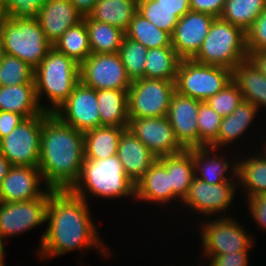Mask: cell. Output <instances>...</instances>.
I'll use <instances>...</instances> for the list:
<instances>
[{
  "label": "cell",
  "instance_id": "obj_1",
  "mask_svg": "<svg viewBox=\"0 0 266 266\" xmlns=\"http://www.w3.org/2000/svg\"><path fill=\"white\" fill-rule=\"evenodd\" d=\"M88 200L75 196L70 190L49 188L47 227L40 239L37 255L42 260L60 257L73 250L93 249L110 257L109 248L101 240L96 223L92 219Z\"/></svg>",
  "mask_w": 266,
  "mask_h": 266
},
{
  "label": "cell",
  "instance_id": "obj_2",
  "mask_svg": "<svg viewBox=\"0 0 266 266\" xmlns=\"http://www.w3.org/2000/svg\"><path fill=\"white\" fill-rule=\"evenodd\" d=\"M38 168L45 187L70 190L84 162V133L50 113L43 121Z\"/></svg>",
  "mask_w": 266,
  "mask_h": 266
},
{
  "label": "cell",
  "instance_id": "obj_3",
  "mask_svg": "<svg viewBox=\"0 0 266 266\" xmlns=\"http://www.w3.org/2000/svg\"><path fill=\"white\" fill-rule=\"evenodd\" d=\"M70 191L84 200L92 197L106 199L134 196L135 183L124 173L117 155L102 160L84 159L79 180Z\"/></svg>",
  "mask_w": 266,
  "mask_h": 266
},
{
  "label": "cell",
  "instance_id": "obj_4",
  "mask_svg": "<svg viewBox=\"0 0 266 266\" xmlns=\"http://www.w3.org/2000/svg\"><path fill=\"white\" fill-rule=\"evenodd\" d=\"M79 69L78 63L54 47L48 51L34 69L36 96L44 112L54 113L67 100L74 86L80 81ZM44 94L50 102L48 106L42 105Z\"/></svg>",
  "mask_w": 266,
  "mask_h": 266
},
{
  "label": "cell",
  "instance_id": "obj_5",
  "mask_svg": "<svg viewBox=\"0 0 266 266\" xmlns=\"http://www.w3.org/2000/svg\"><path fill=\"white\" fill-rule=\"evenodd\" d=\"M246 32L216 17L193 61L233 70L247 59Z\"/></svg>",
  "mask_w": 266,
  "mask_h": 266
},
{
  "label": "cell",
  "instance_id": "obj_6",
  "mask_svg": "<svg viewBox=\"0 0 266 266\" xmlns=\"http://www.w3.org/2000/svg\"><path fill=\"white\" fill-rule=\"evenodd\" d=\"M5 53L35 69L53 45L36 18H6L0 25Z\"/></svg>",
  "mask_w": 266,
  "mask_h": 266
},
{
  "label": "cell",
  "instance_id": "obj_7",
  "mask_svg": "<svg viewBox=\"0 0 266 266\" xmlns=\"http://www.w3.org/2000/svg\"><path fill=\"white\" fill-rule=\"evenodd\" d=\"M231 81V69L197 63L192 59H181L175 88L179 94L204 102Z\"/></svg>",
  "mask_w": 266,
  "mask_h": 266
},
{
  "label": "cell",
  "instance_id": "obj_8",
  "mask_svg": "<svg viewBox=\"0 0 266 266\" xmlns=\"http://www.w3.org/2000/svg\"><path fill=\"white\" fill-rule=\"evenodd\" d=\"M201 223V249L204 254L202 256L206 259L214 255L249 252V248L253 247V237L240 222L229 215H220L219 218L214 217V220L207 219Z\"/></svg>",
  "mask_w": 266,
  "mask_h": 266
},
{
  "label": "cell",
  "instance_id": "obj_9",
  "mask_svg": "<svg viewBox=\"0 0 266 266\" xmlns=\"http://www.w3.org/2000/svg\"><path fill=\"white\" fill-rule=\"evenodd\" d=\"M49 114L24 119L0 140V152L12 166L38 167L43 121Z\"/></svg>",
  "mask_w": 266,
  "mask_h": 266
},
{
  "label": "cell",
  "instance_id": "obj_10",
  "mask_svg": "<svg viewBox=\"0 0 266 266\" xmlns=\"http://www.w3.org/2000/svg\"><path fill=\"white\" fill-rule=\"evenodd\" d=\"M176 92L175 81L142 78L128 89L129 118L165 117Z\"/></svg>",
  "mask_w": 266,
  "mask_h": 266
},
{
  "label": "cell",
  "instance_id": "obj_11",
  "mask_svg": "<svg viewBox=\"0 0 266 266\" xmlns=\"http://www.w3.org/2000/svg\"><path fill=\"white\" fill-rule=\"evenodd\" d=\"M80 81L93 89H129L128 78L119 53H92L81 64Z\"/></svg>",
  "mask_w": 266,
  "mask_h": 266
},
{
  "label": "cell",
  "instance_id": "obj_12",
  "mask_svg": "<svg viewBox=\"0 0 266 266\" xmlns=\"http://www.w3.org/2000/svg\"><path fill=\"white\" fill-rule=\"evenodd\" d=\"M49 189L30 201L0 202V235L2 240L26 233L46 223Z\"/></svg>",
  "mask_w": 266,
  "mask_h": 266
},
{
  "label": "cell",
  "instance_id": "obj_13",
  "mask_svg": "<svg viewBox=\"0 0 266 266\" xmlns=\"http://www.w3.org/2000/svg\"><path fill=\"white\" fill-rule=\"evenodd\" d=\"M53 114L83 133L101 127L97 91L81 81L74 86L70 96Z\"/></svg>",
  "mask_w": 266,
  "mask_h": 266
},
{
  "label": "cell",
  "instance_id": "obj_14",
  "mask_svg": "<svg viewBox=\"0 0 266 266\" xmlns=\"http://www.w3.org/2000/svg\"><path fill=\"white\" fill-rule=\"evenodd\" d=\"M237 187L240 188L238 183L209 184L194 178L181 204L206 218L220 212L224 214L234 202Z\"/></svg>",
  "mask_w": 266,
  "mask_h": 266
},
{
  "label": "cell",
  "instance_id": "obj_15",
  "mask_svg": "<svg viewBox=\"0 0 266 266\" xmlns=\"http://www.w3.org/2000/svg\"><path fill=\"white\" fill-rule=\"evenodd\" d=\"M128 128L157 158L185 150L166 116L129 118Z\"/></svg>",
  "mask_w": 266,
  "mask_h": 266
},
{
  "label": "cell",
  "instance_id": "obj_16",
  "mask_svg": "<svg viewBox=\"0 0 266 266\" xmlns=\"http://www.w3.org/2000/svg\"><path fill=\"white\" fill-rule=\"evenodd\" d=\"M214 17L190 10L178 20L172 37V47L181 59H192L206 38Z\"/></svg>",
  "mask_w": 266,
  "mask_h": 266
},
{
  "label": "cell",
  "instance_id": "obj_17",
  "mask_svg": "<svg viewBox=\"0 0 266 266\" xmlns=\"http://www.w3.org/2000/svg\"><path fill=\"white\" fill-rule=\"evenodd\" d=\"M202 101L175 92L166 117L185 148L199 147L198 110Z\"/></svg>",
  "mask_w": 266,
  "mask_h": 266
},
{
  "label": "cell",
  "instance_id": "obj_18",
  "mask_svg": "<svg viewBox=\"0 0 266 266\" xmlns=\"http://www.w3.org/2000/svg\"><path fill=\"white\" fill-rule=\"evenodd\" d=\"M38 167L12 166L0 186V202L30 201L40 198L49 188Z\"/></svg>",
  "mask_w": 266,
  "mask_h": 266
},
{
  "label": "cell",
  "instance_id": "obj_19",
  "mask_svg": "<svg viewBox=\"0 0 266 266\" xmlns=\"http://www.w3.org/2000/svg\"><path fill=\"white\" fill-rule=\"evenodd\" d=\"M188 150L192 154L195 178L209 184L238 183L236 159L235 164L231 163L230 158L226 161L227 156L223 157L222 154L219 156L217 151L220 149L212 147H196ZM228 171L231 176L227 175Z\"/></svg>",
  "mask_w": 266,
  "mask_h": 266
},
{
  "label": "cell",
  "instance_id": "obj_20",
  "mask_svg": "<svg viewBox=\"0 0 266 266\" xmlns=\"http://www.w3.org/2000/svg\"><path fill=\"white\" fill-rule=\"evenodd\" d=\"M117 157L124 173L136 184L157 160V157L129 128H125L118 143Z\"/></svg>",
  "mask_w": 266,
  "mask_h": 266
},
{
  "label": "cell",
  "instance_id": "obj_21",
  "mask_svg": "<svg viewBox=\"0 0 266 266\" xmlns=\"http://www.w3.org/2000/svg\"><path fill=\"white\" fill-rule=\"evenodd\" d=\"M47 40L54 43L69 28L83 20L70 0H47L36 18Z\"/></svg>",
  "mask_w": 266,
  "mask_h": 266
},
{
  "label": "cell",
  "instance_id": "obj_22",
  "mask_svg": "<svg viewBox=\"0 0 266 266\" xmlns=\"http://www.w3.org/2000/svg\"><path fill=\"white\" fill-rule=\"evenodd\" d=\"M135 198L137 201L152 202L159 205H169L170 202L177 201V197L170 187V174L158 159L135 184Z\"/></svg>",
  "mask_w": 266,
  "mask_h": 266
},
{
  "label": "cell",
  "instance_id": "obj_23",
  "mask_svg": "<svg viewBox=\"0 0 266 266\" xmlns=\"http://www.w3.org/2000/svg\"><path fill=\"white\" fill-rule=\"evenodd\" d=\"M232 81L238 86L244 101L254 104L259 110L266 107V77L248 59L232 70Z\"/></svg>",
  "mask_w": 266,
  "mask_h": 266
},
{
  "label": "cell",
  "instance_id": "obj_24",
  "mask_svg": "<svg viewBox=\"0 0 266 266\" xmlns=\"http://www.w3.org/2000/svg\"><path fill=\"white\" fill-rule=\"evenodd\" d=\"M0 111L14 112L25 119L43 113L37 100L35 84L0 86Z\"/></svg>",
  "mask_w": 266,
  "mask_h": 266
},
{
  "label": "cell",
  "instance_id": "obj_25",
  "mask_svg": "<svg viewBox=\"0 0 266 266\" xmlns=\"http://www.w3.org/2000/svg\"><path fill=\"white\" fill-rule=\"evenodd\" d=\"M259 112L254 104L243 100L229 116L223 117L218 138L210 147L220 149L234 144L235 140L246 134Z\"/></svg>",
  "mask_w": 266,
  "mask_h": 266
},
{
  "label": "cell",
  "instance_id": "obj_26",
  "mask_svg": "<svg viewBox=\"0 0 266 266\" xmlns=\"http://www.w3.org/2000/svg\"><path fill=\"white\" fill-rule=\"evenodd\" d=\"M101 126L128 127V89L97 90Z\"/></svg>",
  "mask_w": 266,
  "mask_h": 266
},
{
  "label": "cell",
  "instance_id": "obj_27",
  "mask_svg": "<svg viewBox=\"0 0 266 266\" xmlns=\"http://www.w3.org/2000/svg\"><path fill=\"white\" fill-rule=\"evenodd\" d=\"M251 155L237 161V182L247 199L266 194V150Z\"/></svg>",
  "mask_w": 266,
  "mask_h": 266
},
{
  "label": "cell",
  "instance_id": "obj_28",
  "mask_svg": "<svg viewBox=\"0 0 266 266\" xmlns=\"http://www.w3.org/2000/svg\"><path fill=\"white\" fill-rule=\"evenodd\" d=\"M170 174V187L173 194L182 202L188 194L189 187L195 178L192 154L188 149L164 157L157 158Z\"/></svg>",
  "mask_w": 266,
  "mask_h": 266
},
{
  "label": "cell",
  "instance_id": "obj_29",
  "mask_svg": "<svg viewBox=\"0 0 266 266\" xmlns=\"http://www.w3.org/2000/svg\"><path fill=\"white\" fill-rule=\"evenodd\" d=\"M128 127L101 126L84 132V157L102 160L117 155L122 131Z\"/></svg>",
  "mask_w": 266,
  "mask_h": 266
},
{
  "label": "cell",
  "instance_id": "obj_30",
  "mask_svg": "<svg viewBox=\"0 0 266 266\" xmlns=\"http://www.w3.org/2000/svg\"><path fill=\"white\" fill-rule=\"evenodd\" d=\"M137 12L135 0H97L88 17L126 31Z\"/></svg>",
  "mask_w": 266,
  "mask_h": 266
},
{
  "label": "cell",
  "instance_id": "obj_31",
  "mask_svg": "<svg viewBox=\"0 0 266 266\" xmlns=\"http://www.w3.org/2000/svg\"><path fill=\"white\" fill-rule=\"evenodd\" d=\"M181 58L173 47H160L147 50L145 78L175 81Z\"/></svg>",
  "mask_w": 266,
  "mask_h": 266
},
{
  "label": "cell",
  "instance_id": "obj_32",
  "mask_svg": "<svg viewBox=\"0 0 266 266\" xmlns=\"http://www.w3.org/2000/svg\"><path fill=\"white\" fill-rule=\"evenodd\" d=\"M89 35V44L92 53H118L125 37V31L84 17Z\"/></svg>",
  "mask_w": 266,
  "mask_h": 266
},
{
  "label": "cell",
  "instance_id": "obj_33",
  "mask_svg": "<svg viewBox=\"0 0 266 266\" xmlns=\"http://www.w3.org/2000/svg\"><path fill=\"white\" fill-rule=\"evenodd\" d=\"M53 47L80 65L92 54L85 19L69 27Z\"/></svg>",
  "mask_w": 266,
  "mask_h": 266
},
{
  "label": "cell",
  "instance_id": "obj_34",
  "mask_svg": "<svg viewBox=\"0 0 266 266\" xmlns=\"http://www.w3.org/2000/svg\"><path fill=\"white\" fill-rule=\"evenodd\" d=\"M125 37L139 42L147 49L172 47L171 34L157 28L138 12L125 31Z\"/></svg>",
  "mask_w": 266,
  "mask_h": 266
},
{
  "label": "cell",
  "instance_id": "obj_35",
  "mask_svg": "<svg viewBox=\"0 0 266 266\" xmlns=\"http://www.w3.org/2000/svg\"><path fill=\"white\" fill-rule=\"evenodd\" d=\"M266 8V0H226L221 19L245 32Z\"/></svg>",
  "mask_w": 266,
  "mask_h": 266
},
{
  "label": "cell",
  "instance_id": "obj_36",
  "mask_svg": "<svg viewBox=\"0 0 266 266\" xmlns=\"http://www.w3.org/2000/svg\"><path fill=\"white\" fill-rule=\"evenodd\" d=\"M147 50L148 49L139 42L124 37L118 53L131 82L145 78Z\"/></svg>",
  "mask_w": 266,
  "mask_h": 266
},
{
  "label": "cell",
  "instance_id": "obj_37",
  "mask_svg": "<svg viewBox=\"0 0 266 266\" xmlns=\"http://www.w3.org/2000/svg\"><path fill=\"white\" fill-rule=\"evenodd\" d=\"M35 84L34 69L19 58L5 54L0 62V86Z\"/></svg>",
  "mask_w": 266,
  "mask_h": 266
},
{
  "label": "cell",
  "instance_id": "obj_38",
  "mask_svg": "<svg viewBox=\"0 0 266 266\" xmlns=\"http://www.w3.org/2000/svg\"><path fill=\"white\" fill-rule=\"evenodd\" d=\"M138 13L157 28L166 31L171 35L180 19L174 11L160 5L156 0H147L138 4Z\"/></svg>",
  "mask_w": 266,
  "mask_h": 266
},
{
  "label": "cell",
  "instance_id": "obj_39",
  "mask_svg": "<svg viewBox=\"0 0 266 266\" xmlns=\"http://www.w3.org/2000/svg\"><path fill=\"white\" fill-rule=\"evenodd\" d=\"M223 117L218 115L205 101L200 103L197 126L199 147H210L218 138Z\"/></svg>",
  "mask_w": 266,
  "mask_h": 266
},
{
  "label": "cell",
  "instance_id": "obj_40",
  "mask_svg": "<svg viewBox=\"0 0 266 266\" xmlns=\"http://www.w3.org/2000/svg\"><path fill=\"white\" fill-rule=\"evenodd\" d=\"M243 101V96L238 86L229 82L222 90L205 102L221 117L229 116Z\"/></svg>",
  "mask_w": 266,
  "mask_h": 266
},
{
  "label": "cell",
  "instance_id": "obj_41",
  "mask_svg": "<svg viewBox=\"0 0 266 266\" xmlns=\"http://www.w3.org/2000/svg\"><path fill=\"white\" fill-rule=\"evenodd\" d=\"M47 0H2L7 18H37Z\"/></svg>",
  "mask_w": 266,
  "mask_h": 266
},
{
  "label": "cell",
  "instance_id": "obj_42",
  "mask_svg": "<svg viewBox=\"0 0 266 266\" xmlns=\"http://www.w3.org/2000/svg\"><path fill=\"white\" fill-rule=\"evenodd\" d=\"M248 51L266 50V8L246 31Z\"/></svg>",
  "mask_w": 266,
  "mask_h": 266
},
{
  "label": "cell",
  "instance_id": "obj_43",
  "mask_svg": "<svg viewBox=\"0 0 266 266\" xmlns=\"http://www.w3.org/2000/svg\"><path fill=\"white\" fill-rule=\"evenodd\" d=\"M246 201H248L246 204H248L249 214L252 215L257 226L259 225L258 227L266 232V194L253 196Z\"/></svg>",
  "mask_w": 266,
  "mask_h": 266
},
{
  "label": "cell",
  "instance_id": "obj_44",
  "mask_svg": "<svg viewBox=\"0 0 266 266\" xmlns=\"http://www.w3.org/2000/svg\"><path fill=\"white\" fill-rule=\"evenodd\" d=\"M248 252H235L208 257V266H248Z\"/></svg>",
  "mask_w": 266,
  "mask_h": 266
},
{
  "label": "cell",
  "instance_id": "obj_45",
  "mask_svg": "<svg viewBox=\"0 0 266 266\" xmlns=\"http://www.w3.org/2000/svg\"><path fill=\"white\" fill-rule=\"evenodd\" d=\"M226 0H190V9L220 17Z\"/></svg>",
  "mask_w": 266,
  "mask_h": 266
},
{
  "label": "cell",
  "instance_id": "obj_46",
  "mask_svg": "<svg viewBox=\"0 0 266 266\" xmlns=\"http://www.w3.org/2000/svg\"><path fill=\"white\" fill-rule=\"evenodd\" d=\"M24 119L20 114L0 111V140L15 129Z\"/></svg>",
  "mask_w": 266,
  "mask_h": 266
},
{
  "label": "cell",
  "instance_id": "obj_47",
  "mask_svg": "<svg viewBox=\"0 0 266 266\" xmlns=\"http://www.w3.org/2000/svg\"><path fill=\"white\" fill-rule=\"evenodd\" d=\"M160 5L165 6L179 17H183L190 9V0H156Z\"/></svg>",
  "mask_w": 266,
  "mask_h": 266
},
{
  "label": "cell",
  "instance_id": "obj_48",
  "mask_svg": "<svg viewBox=\"0 0 266 266\" xmlns=\"http://www.w3.org/2000/svg\"><path fill=\"white\" fill-rule=\"evenodd\" d=\"M247 59L266 77V50L248 51Z\"/></svg>",
  "mask_w": 266,
  "mask_h": 266
},
{
  "label": "cell",
  "instance_id": "obj_49",
  "mask_svg": "<svg viewBox=\"0 0 266 266\" xmlns=\"http://www.w3.org/2000/svg\"><path fill=\"white\" fill-rule=\"evenodd\" d=\"M96 1L97 0H70L83 18L90 15Z\"/></svg>",
  "mask_w": 266,
  "mask_h": 266
},
{
  "label": "cell",
  "instance_id": "obj_50",
  "mask_svg": "<svg viewBox=\"0 0 266 266\" xmlns=\"http://www.w3.org/2000/svg\"><path fill=\"white\" fill-rule=\"evenodd\" d=\"M12 167L11 163L8 161V159L0 152V186L2 180L6 177L8 174V171Z\"/></svg>",
  "mask_w": 266,
  "mask_h": 266
},
{
  "label": "cell",
  "instance_id": "obj_51",
  "mask_svg": "<svg viewBox=\"0 0 266 266\" xmlns=\"http://www.w3.org/2000/svg\"><path fill=\"white\" fill-rule=\"evenodd\" d=\"M5 48L3 44V36L1 33V28H0V62L2 61L3 57L5 56Z\"/></svg>",
  "mask_w": 266,
  "mask_h": 266
},
{
  "label": "cell",
  "instance_id": "obj_52",
  "mask_svg": "<svg viewBox=\"0 0 266 266\" xmlns=\"http://www.w3.org/2000/svg\"><path fill=\"white\" fill-rule=\"evenodd\" d=\"M6 18H7V15L5 13L3 3H2V0H0V25L4 22Z\"/></svg>",
  "mask_w": 266,
  "mask_h": 266
},
{
  "label": "cell",
  "instance_id": "obj_53",
  "mask_svg": "<svg viewBox=\"0 0 266 266\" xmlns=\"http://www.w3.org/2000/svg\"><path fill=\"white\" fill-rule=\"evenodd\" d=\"M5 254L4 253H0V266H6L5 262Z\"/></svg>",
  "mask_w": 266,
  "mask_h": 266
},
{
  "label": "cell",
  "instance_id": "obj_54",
  "mask_svg": "<svg viewBox=\"0 0 266 266\" xmlns=\"http://www.w3.org/2000/svg\"><path fill=\"white\" fill-rule=\"evenodd\" d=\"M3 243H5L3 240H2V238H1V235H0V253H5L4 251V244Z\"/></svg>",
  "mask_w": 266,
  "mask_h": 266
},
{
  "label": "cell",
  "instance_id": "obj_55",
  "mask_svg": "<svg viewBox=\"0 0 266 266\" xmlns=\"http://www.w3.org/2000/svg\"><path fill=\"white\" fill-rule=\"evenodd\" d=\"M144 1H147V0H135V2H136L137 4H140V3L144 2Z\"/></svg>",
  "mask_w": 266,
  "mask_h": 266
},
{
  "label": "cell",
  "instance_id": "obj_56",
  "mask_svg": "<svg viewBox=\"0 0 266 266\" xmlns=\"http://www.w3.org/2000/svg\"><path fill=\"white\" fill-rule=\"evenodd\" d=\"M262 145H263L262 146L263 147L262 149H265L266 150V142L264 144L262 143Z\"/></svg>",
  "mask_w": 266,
  "mask_h": 266
}]
</instances>
